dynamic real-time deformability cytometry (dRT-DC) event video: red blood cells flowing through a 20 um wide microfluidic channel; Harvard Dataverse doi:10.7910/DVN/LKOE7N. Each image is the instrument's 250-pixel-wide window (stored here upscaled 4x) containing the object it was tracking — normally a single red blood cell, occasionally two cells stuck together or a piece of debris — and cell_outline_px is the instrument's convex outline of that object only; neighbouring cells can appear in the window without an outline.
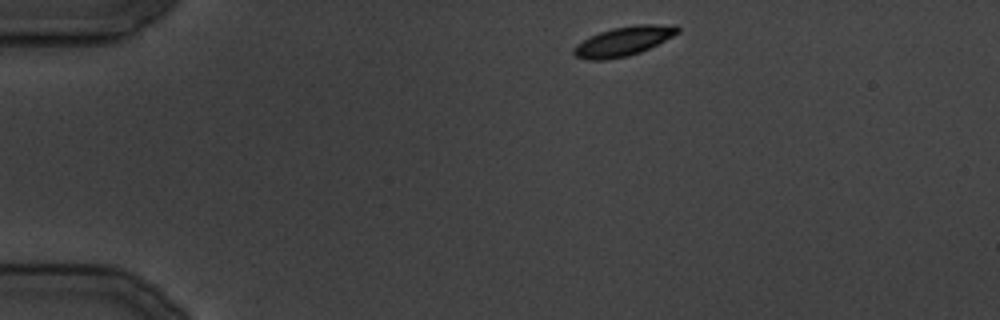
{"species": "common noctule bat (a hibernating species)", "species_latin": "Nyctalus noctula", "temperature_condition": "cold", "stored_images_in_passage": 14, "camera_frame_rate_fps": 3000, "um_per_image_px": 0.085, "animal": {"sex": "male", "body_mass_g": 19.5, "forearm_length_mm": 54.6}, "frame": {"image": 1, "passage_image": 1, "time_ms": 0.0, "image_size_px": [1000, 320], "cell_outline_px": [[680, 32], [640, 52], [628, 56], [604, 60], [588, 60], [576, 56], [572, 52], [572, 48], [576, 44], [600, 32], [612, 28], [636, 24], [676, 24], [680, 28]], "centroid_in_image_um": [53.01, 3.49], "position_along_channel_um": 32.0, "area_um2": 17.69}}
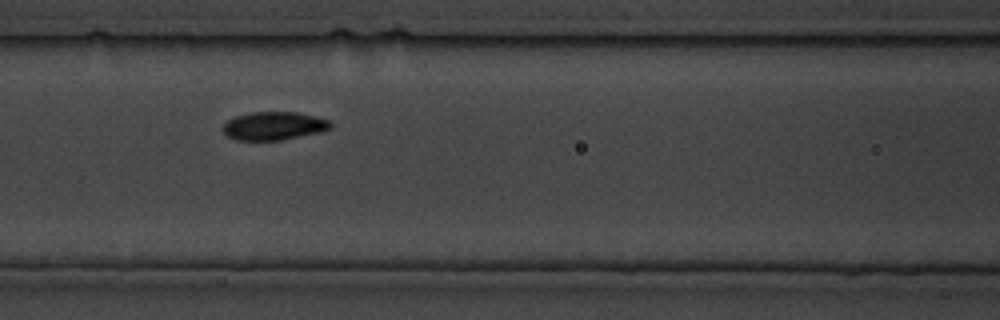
{"frame": {"image": 2, "passage_image": 10, "time_ms": 11.0, "image_size_px": [1000, 320], "cell_outline_px": [[332, 128], [320, 132], [284, 140], [236, 140], [224, 136], [224, 124], [228, 120], [236, 116], [252, 112], [296, 112], [328, 120], [332, 124]], "centroid_in_image_um": [23.26, 10.71], "position_along_channel_um": 143.3, "area_um2": 17.69}}
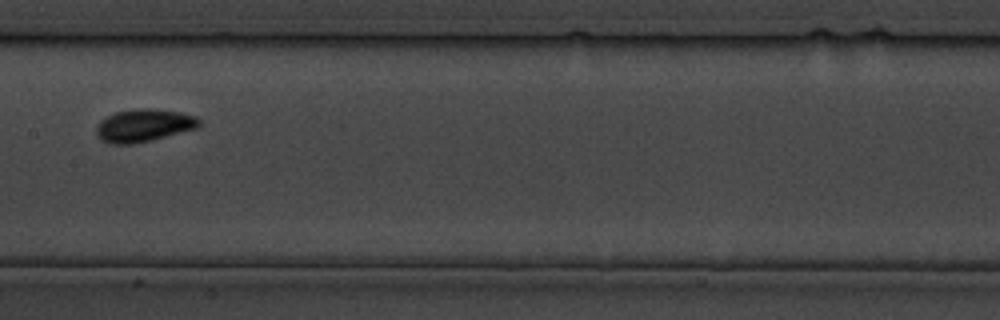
{"frame": {"image": 3, "passage_image": 13, "time_ms": 14.333, "image_size_px": [1000, 320], "cell_outline_px": [[200, 124], [196, 128], [152, 140], [132, 144], [112, 144], [100, 140], [96, 136], [96, 128], [100, 120], [116, 112], [144, 108], [180, 112], [196, 116], [200, 120]], "centroid_in_image_um": [12.19, 10.68], "position_along_channel_um": 195.2, "area_um2": 19.42}}